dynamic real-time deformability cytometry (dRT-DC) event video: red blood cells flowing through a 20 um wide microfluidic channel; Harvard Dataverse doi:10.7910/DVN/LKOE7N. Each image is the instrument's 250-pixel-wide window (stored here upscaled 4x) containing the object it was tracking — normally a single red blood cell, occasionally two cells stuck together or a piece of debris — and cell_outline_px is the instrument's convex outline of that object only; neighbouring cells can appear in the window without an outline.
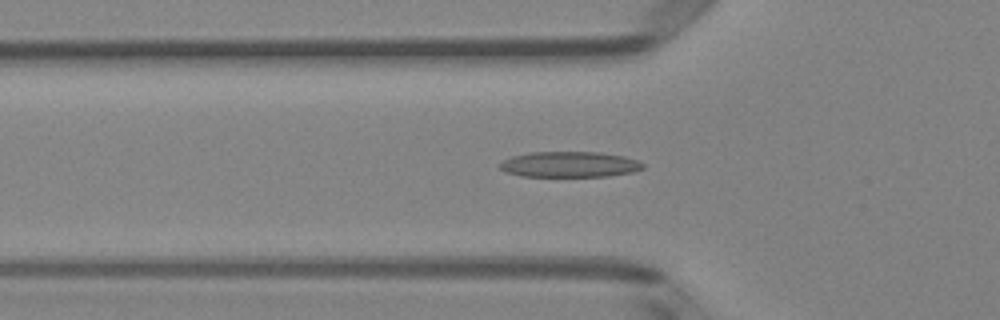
{"species": "Egyptian fruit bat (a non-hibernating species)", "species_latin": "Rousettus aegyptiacus", "temperature_condition": "room temperature", "stored_images_in_passage": 48, "camera_frame_rate_fps": 3000, "um_per_image_px": 0.085, "animal": {"sex": "female"}, "frame": {"image": 1, "passage_image": 14, "time_ms": 4.333, "image_size_px": [1000, 320], "cell_outline_px": [[644, 168], [632, 172], [608, 176], [520, 176], [504, 172], [500, 168], [500, 164], [504, 160], [512, 156], [528, 152], [600, 152], [624, 156], [636, 160], [644, 164]], "centroid_in_image_um": [48.4, 13.97], "position_along_channel_um": 77.4, "area_um2": 21.39}}
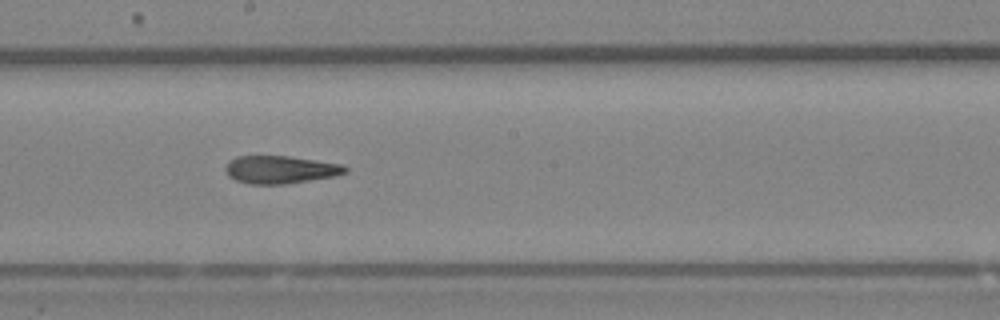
{"frame": {"image": 2, "passage_image": 25, "time_ms": 8.0, "image_size_px": [1000, 320], "cell_outline_px": [[348, 172], [336, 176], [288, 184], [248, 184], [236, 180], [228, 176], [224, 168], [228, 160], [236, 156], [288, 156], [344, 164], [348, 168]], "centroid_in_image_um": [23.84, 14.42], "position_along_channel_um": 224.4, "area_um2": 19.71}}
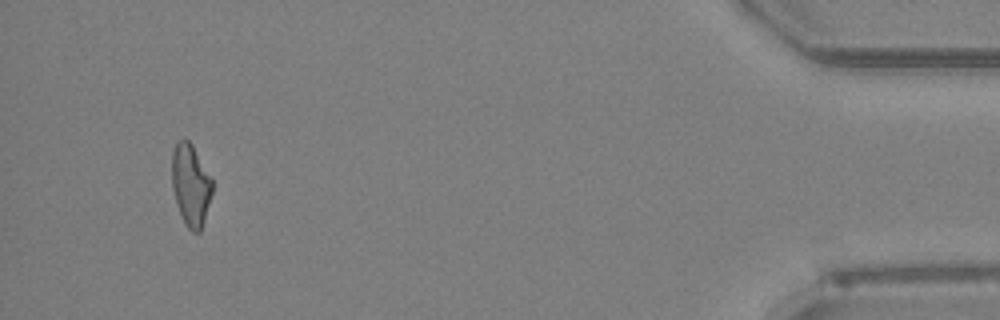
{"frame": {"image": 3, "passage_image": 45, "time_ms": 14.667, "image_size_px": [1000, 320], "cell_outline_px": [[212, 192], [200, 232], [192, 232], [188, 228], [176, 204], [172, 188], [172, 152], [176, 144], [180, 140], [188, 140], [192, 144], [212, 180]], "centroid_in_image_um": [16.19, 15.72], "position_along_channel_um": 419.0, "area_um2": 18.84}, "authors_computed_cell_mechanics": {"area_um2": 19.8832, "velocity_mm_per_s": 4.0095, "shape_relaxation_time_tau1_ms": null, "shape_relaxation_time_tau2_ms": 4.6103, "deformation_change_tau1": null, "deformation_change_tau2": 0.1473}}